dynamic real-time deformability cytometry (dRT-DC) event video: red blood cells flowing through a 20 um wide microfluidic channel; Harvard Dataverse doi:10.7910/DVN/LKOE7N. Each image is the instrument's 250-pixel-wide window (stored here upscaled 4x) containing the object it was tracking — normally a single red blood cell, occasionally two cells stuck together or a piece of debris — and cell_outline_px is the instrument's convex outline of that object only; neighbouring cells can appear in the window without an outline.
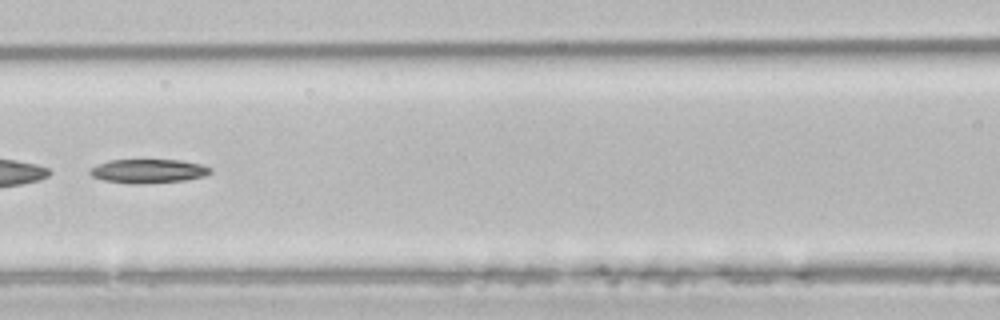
{"species": "common noctule bat (a hibernating species)", "species_latin": "Nyctalus noctula", "temperature_condition": "room temperature", "stored_images_in_passage": 43, "segment_of_instrument_passage": [2, 2], "camera_frame_rate_fps": 3000, "um_per_image_px": 0.085, "animal": {"sex": "male", "body_mass_g": 21.5, "forearm_length_mm": 52.0}, "frame": {"image": 1, "passage_image": 15, "time_ms": 4.667, "image_size_px": [1000, 320], "cell_outline_px": [[212, 172], [204, 176], [184, 180], [136, 184], [132, 184], [104, 180], [92, 176], [88, 172], [96, 164], [108, 160], [180, 160], [200, 164], [212, 168]], "centroid_in_image_um": [12.59, 14.53], "position_along_channel_um": 154.0, "area_um2": 16.7}}
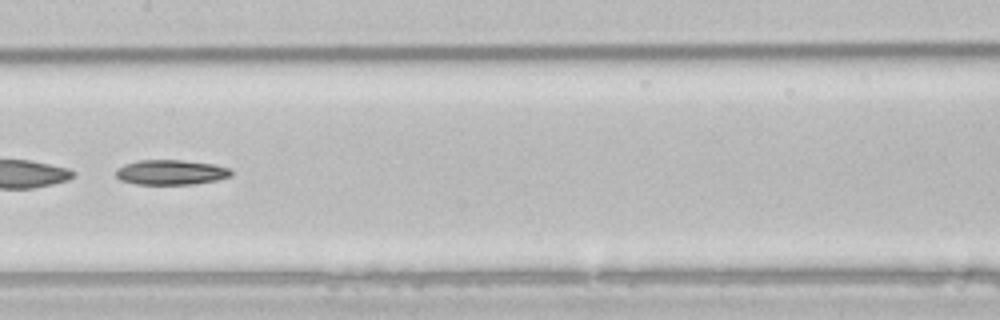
{"frame": {"image": 2, "passage_image": 18, "time_ms": 5.667, "image_size_px": [1000, 320], "cell_outline_px": [[232, 176], [216, 180], [196, 184], [136, 184], [120, 180], [116, 176], [116, 168], [124, 164], [140, 160], [184, 160], [212, 164], [228, 168], [232, 172]], "centroid_in_image_um": [14.51, 14.64], "position_along_channel_um": 192.9, "area_um2": 16.76}}